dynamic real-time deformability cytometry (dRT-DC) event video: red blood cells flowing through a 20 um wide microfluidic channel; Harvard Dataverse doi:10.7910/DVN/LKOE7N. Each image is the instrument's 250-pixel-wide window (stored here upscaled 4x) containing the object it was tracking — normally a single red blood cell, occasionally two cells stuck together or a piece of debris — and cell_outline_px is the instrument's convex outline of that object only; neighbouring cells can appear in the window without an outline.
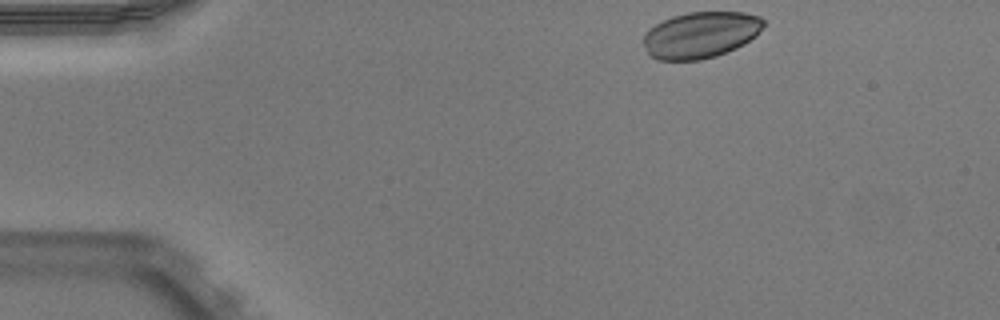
{"species": "Egyptian fruit bat (a non-hibernating species)", "species_latin": "Rousettus aegyptiacus", "temperature_condition": "warm", "stored_images_in_passage": 44, "camera_frame_rate_fps": 3000, "um_per_image_px": 0.085, "animal": {"sex": "male"}, "frame": {"image": 1, "passage_image": 1, "time_ms": 0.0, "image_size_px": [1000, 320], "cell_outline_px": [[764, 24], [756, 36], [744, 44], [736, 48], [716, 56], [700, 60], [656, 60], [648, 56], [644, 44], [644, 32], [648, 28], [672, 16], [688, 12], [744, 12], [760, 16], [764, 20]], "centroid_in_image_um": [59.53, 2.97], "position_along_channel_um": 25.5, "area_um2": 32.66}}
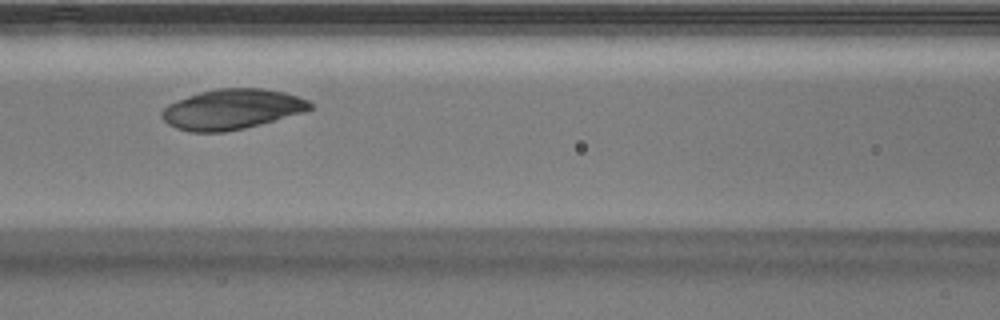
{"frame": {"image": 2, "passage_image": 16, "time_ms": 5.0, "image_size_px": [1000, 320], "cell_outline_px": [[312, 108], [304, 112], [260, 124], [244, 128], [224, 132], [188, 132], [176, 128], [168, 124], [160, 116], [160, 112], [168, 104], [188, 96], [200, 92], [220, 88], [260, 88], [284, 92], [308, 100], [312, 104]], "centroid_in_image_um": [19.68, 9.29], "position_along_channel_um": 146.9, "area_um2": 34.56}}
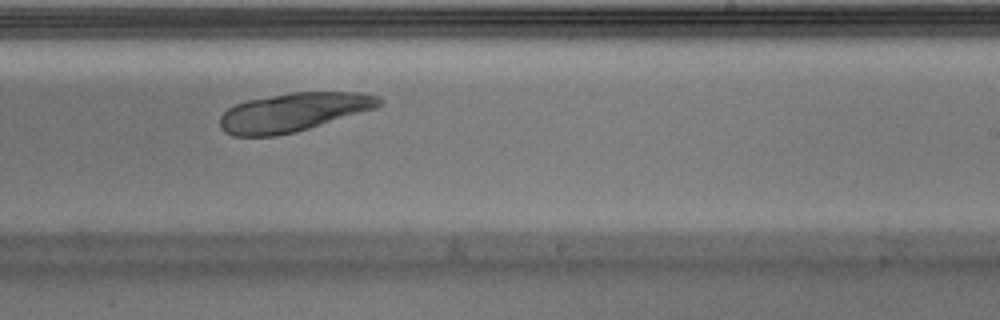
{"frame": {"image": 3, "passage_image": 25, "time_ms": 8.0, "image_size_px": [1000, 320], "cell_outline_px": [[384, 104], [376, 108], [308, 128], [292, 132], [272, 136], [232, 136], [224, 132], [220, 128], [220, 116], [228, 108], [236, 104], [248, 100], [292, 92], [360, 92], [380, 96], [384, 100]], "centroid_in_image_um": [24.95, 9.53], "position_along_channel_um": 264.0, "area_um2": 35.72}}